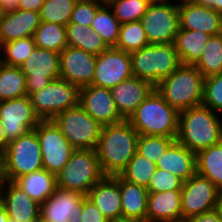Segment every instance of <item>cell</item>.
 Segmentation results:
<instances>
[{
  "mask_svg": "<svg viewBox=\"0 0 222 222\" xmlns=\"http://www.w3.org/2000/svg\"><path fill=\"white\" fill-rule=\"evenodd\" d=\"M139 134L128 120L103 125L96 148L105 176L119 175L137 152Z\"/></svg>",
  "mask_w": 222,
  "mask_h": 222,
  "instance_id": "cell-1",
  "label": "cell"
},
{
  "mask_svg": "<svg viewBox=\"0 0 222 222\" xmlns=\"http://www.w3.org/2000/svg\"><path fill=\"white\" fill-rule=\"evenodd\" d=\"M176 140L195 153L219 144L222 115L204 105L180 111Z\"/></svg>",
  "mask_w": 222,
  "mask_h": 222,
  "instance_id": "cell-2",
  "label": "cell"
},
{
  "mask_svg": "<svg viewBox=\"0 0 222 222\" xmlns=\"http://www.w3.org/2000/svg\"><path fill=\"white\" fill-rule=\"evenodd\" d=\"M139 135L177 139L179 112L154 90L128 119Z\"/></svg>",
  "mask_w": 222,
  "mask_h": 222,
  "instance_id": "cell-3",
  "label": "cell"
},
{
  "mask_svg": "<svg viewBox=\"0 0 222 222\" xmlns=\"http://www.w3.org/2000/svg\"><path fill=\"white\" fill-rule=\"evenodd\" d=\"M155 90L178 112L202 105L204 77L194 65L181 64Z\"/></svg>",
  "mask_w": 222,
  "mask_h": 222,
  "instance_id": "cell-4",
  "label": "cell"
},
{
  "mask_svg": "<svg viewBox=\"0 0 222 222\" xmlns=\"http://www.w3.org/2000/svg\"><path fill=\"white\" fill-rule=\"evenodd\" d=\"M130 55L133 76L154 86L182 64L174 43L149 44Z\"/></svg>",
  "mask_w": 222,
  "mask_h": 222,
  "instance_id": "cell-5",
  "label": "cell"
},
{
  "mask_svg": "<svg viewBox=\"0 0 222 222\" xmlns=\"http://www.w3.org/2000/svg\"><path fill=\"white\" fill-rule=\"evenodd\" d=\"M105 175L102 173L96 149H78L56 175L57 187L88 195L90 189Z\"/></svg>",
  "mask_w": 222,
  "mask_h": 222,
  "instance_id": "cell-6",
  "label": "cell"
},
{
  "mask_svg": "<svg viewBox=\"0 0 222 222\" xmlns=\"http://www.w3.org/2000/svg\"><path fill=\"white\" fill-rule=\"evenodd\" d=\"M52 121L76 150L97 148L102 125L79 103L57 114Z\"/></svg>",
  "mask_w": 222,
  "mask_h": 222,
  "instance_id": "cell-7",
  "label": "cell"
},
{
  "mask_svg": "<svg viewBox=\"0 0 222 222\" xmlns=\"http://www.w3.org/2000/svg\"><path fill=\"white\" fill-rule=\"evenodd\" d=\"M4 152L10 181L43 169L40 141L35 130L9 141Z\"/></svg>",
  "mask_w": 222,
  "mask_h": 222,
  "instance_id": "cell-8",
  "label": "cell"
},
{
  "mask_svg": "<svg viewBox=\"0 0 222 222\" xmlns=\"http://www.w3.org/2000/svg\"><path fill=\"white\" fill-rule=\"evenodd\" d=\"M79 88L64 79H56L30 98L40 120H52L57 114L79 103Z\"/></svg>",
  "mask_w": 222,
  "mask_h": 222,
  "instance_id": "cell-9",
  "label": "cell"
},
{
  "mask_svg": "<svg viewBox=\"0 0 222 222\" xmlns=\"http://www.w3.org/2000/svg\"><path fill=\"white\" fill-rule=\"evenodd\" d=\"M140 22L149 44L174 43L179 30L178 5L168 0L149 4Z\"/></svg>",
  "mask_w": 222,
  "mask_h": 222,
  "instance_id": "cell-10",
  "label": "cell"
},
{
  "mask_svg": "<svg viewBox=\"0 0 222 222\" xmlns=\"http://www.w3.org/2000/svg\"><path fill=\"white\" fill-rule=\"evenodd\" d=\"M34 130L40 141L43 169L57 175L76 149L52 120H41Z\"/></svg>",
  "mask_w": 222,
  "mask_h": 222,
  "instance_id": "cell-11",
  "label": "cell"
},
{
  "mask_svg": "<svg viewBox=\"0 0 222 222\" xmlns=\"http://www.w3.org/2000/svg\"><path fill=\"white\" fill-rule=\"evenodd\" d=\"M221 196L210 179L195 173L182 185V221L219 207Z\"/></svg>",
  "mask_w": 222,
  "mask_h": 222,
  "instance_id": "cell-12",
  "label": "cell"
},
{
  "mask_svg": "<svg viewBox=\"0 0 222 222\" xmlns=\"http://www.w3.org/2000/svg\"><path fill=\"white\" fill-rule=\"evenodd\" d=\"M19 68L26 76V92L30 97L60 78V53L36 47Z\"/></svg>",
  "mask_w": 222,
  "mask_h": 222,
  "instance_id": "cell-13",
  "label": "cell"
},
{
  "mask_svg": "<svg viewBox=\"0 0 222 222\" xmlns=\"http://www.w3.org/2000/svg\"><path fill=\"white\" fill-rule=\"evenodd\" d=\"M40 121L27 95L0 101V123L8 142L34 130Z\"/></svg>",
  "mask_w": 222,
  "mask_h": 222,
  "instance_id": "cell-14",
  "label": "cell"
},
{
  "mask_svg": "<svg viewBox=\"0 0 222 222\" xmlns=\"http://www.w3.org/2000/svg\"><path fill=\"white\" fill-rule=\"evenodd\" d=\"M132 76L130 53L109 47L97 55L92 85L111 89Z\"/></svg>",
  "mask_w": 222,
  "mask_h": 222,
  "instance_id": "cell-15",
  "label": "cell"
},
{
  "mask_svg": "<svg viewBox=\"0 0 222 222\" xmlns=\"http://www.w3.org/2000/svg\"><path fill=\"white\" fill-rule=\"evenodd\" d=\"M97 55L67 46L60 53V78L79 89L92 85Z\"/></svg>",
  "mask_w": 222,
  "mask_h": 222,
  "instance_id": "cell-16",
  "label": "cell"
},
{
  "mask_svg": "<svg viewBox=\"0 0 222 222\" xmlns=\"http://www.w3.org/2000/svg\"><path fill=\"white\" fill-rule=\"evenodd\" d=\"M79 104L97 122L110 125L125 120L118 112L110 89L87 85L79 90Z\"/></svg>",
  "mask_w": 222,
  "mask_h": 222,
  "instance_id": "cell-17",
  "label": "cell"
},
{
  "mask_svg": "<svg viewBox=\"0 0 222 222\" xmlns=\"http://www.w3.org/2000/svg\"><path fill=\"white\" fill-rule=\"evenodd\" d=\"M86 197L76 191L57 187L54 193L40 204V216L51 222H77Z\"/></svg>",
  "mask_w": 222,
  "mask_h": 222,
  "instance_id": "cell-18",
  "label": "cell"
},
{
  "mask_svg": "<svg viewBox=\"0 0 222 222\" xmlns=\"http://www.w3.org/2000/svg\"><path fill=\"white\" fill-rule=\"evenodd\" d=\"M155 90L149 81L132 76L110 89L119 114L128 120L137 107Z\"/></svg>",
  "mask_w": 222,
  "mask_h": 222,
  "instance_id": "cell-19",
  "label": "cell"
},
{
  "mask_svg": "<svg viewBox=\"0 0 222 222\" xmlns=\"http://www.w3.org/2000/svg\"><path fill=\"white\" fill-rule=\"evenodd\" d=\"M0 202L11 220L37 222L40 217V204L13 181H9L0 190Z\"/></svg>",
  "mask_w": 222,
  "mask_h": 222,
  "instance_id": "cell-20",
  "label": "cell"
},
{
  "mask_svg": "<svg viewBox=\"0 0 222 222\" xmlns=\"http://www.w3.org/2000/svg\"><path fill=\"white\" fill-rule=\"evenodd\" d=\"M40 22V12L16 9L0 13V46L13 40L33 37Z\"/></svg>",
  "mask_w": 222,
  "mask_h": 222,
  "instance_id": "cell-21",
  "label": "cell"
},
{
  "mask_svg": "<svg viewBox=\"0 0 222 222\" xmlns=\"http://www.w3.org/2000/svg\"><path fill=\"white\" fill-rule=\"evenodd\" d=\"M179 29L199 30L211 36L222 33V15L196 3L178 5Z\"/></svg>",
  "mask_w": 222,
  "mask_h": 222,
  "instance_id": "cell-22",
  "label": "cell"
},
{
  "mask_svg": "<svg viewBox=\"0 0 222 222\" xmlns=\"http://www.w3.org/2000/svg\"><path fill=\"white\" fill-rule=\"evenodd\" d=\"M87 198L95 204L109 222L122 218L119 175L104 176L90 189Z\"/></svg>",
  "mask_w": 222,
  "mask_h": 222,
  "instance_id": "cell-23",
  "label": "cell"
},
{
  "mask_svg": "<svg viewBox=\"0 0 222 222\" xmlns=\"http://www.w3.org/2000/svg\"><path fill=\"white\" fill-rule=\"evenodd\" d=\"M182 221L181 190L149 193L146 222Z\"/></svg>",
  "mask_w": 222,
  "mask_h": 222,
  "instance_id": "cell-24",
  "label": "cell"
},
{
  "mask_svg": "<svg viewBox=\"0 0 222 222\" xmlns=\"http://www.w3.org/2000/svg\"><path fill=\"white\" fill-rule=\"evenodd\" d=\"M156 165L158 169L169 171L183 181H187L196 173V153L176 140Z\"/></svg>",
  "mask_w": 222,
  "mask_h": 222,
  "instance_id": "cell-25",
  "label": "cell"
},
{
  "mask_svg": "<svg viewBox=\"0 0 222 222\" xmlns=\"http://www.w3.org/2000/svg\"><path fill=\"white\" fill-rule=\"evenodd\" d=\"M122 218L146 222L149 192L147 188L125 180L119 174Z\"/></svg>",
  "mask_w": 222,
  "mask_h": 222,
  "instance_id": "cell-26",
  "label": "cell"
},
{
  "mask_svg": "<svg viewBox=\"0 0 222 222\" xmlns=\"http://www.w3.org/2000/svg\"><path fill=\"white\" fill-rule=\"evenodd\" d=\"M13 182L39 204L50 197L57 188L56 175L48 172L46 169L31 172L17 178Z\"/></svg>",
  "mask_w": 222,
  "mask_h": 222,
  "instance_id": "cell-27",
  "label": "cell"
},
{
  "mask_svg": "<svg viewBox=\"0 0 222 222\" xmlns=\"http://www.w3.org/2000/svg\"><path fill=\"white\" fill-rule=\"evenodd\" d=\"M211 35L199 30L179 29L174 42L182 64L195 65Z\"/></svg>",
  "mask_w": 222,
  "mask_h": 222,
  "instance_id": "cell-28",
  "label": "cell"
},
{
  "mask_svg": "<svg viewBox=\"0 0 222 222\" xmlns=\"http://www.w3.org/2000/svg\"><path fill=\"white\" fill-rule=\"evenodd\" d=\"M66 37L68 46L80 48L91 54L99 55L109 48L97 32L90 26L80 23H68Z\"/></svg>",
  "mask_w": 222,
  "mask_h": 222,
  "instance_id": "cell-29",
  "label": "cell"
},
{
  "mask_svg": "<svg viewBox=\"0 0 222 222\" xmlns=\"http://www.w3.org/2000/svg\"><path fill=\"white\" fill-rule=\"evenodd\" d=\"M196 173L210 179L222 192V141L196 153Z\"/></svg>",
  "mask_w": 222,
  "mask_h": 222,
  "instance_id": "cell-30",
  "label": "cell"
},
{
  "mask_svg": "<svg viewBox=\"0 0 222 222\" xmlns=\"http://www.w3.org/2000/svg\"><path fill=\"white\" fill-rule=\"evenodd\" d=\"M37 48L52 50L61 53L68 46L66 26L41 21L34 33Z\"/></svg>",
  "mask_w": 222,
  "mask_h": 222,
  "instance_id": "cell-31",
  "label": "cell"
},
{
  "mask_svg": "<svg viewBox=\"0 0 222 222\" xmlns=\"http://www.w3.org/2000/svg\"><path fill=\"white\" fill-rule=\"evenodd\" d=\"M27 95L26 76L19 67L0 66V101L12 100Z\"/></svg>",
  "mask_w": 222,
  "mask_h": 222,
  "instance_id": "cell-32",
  "label": "cell"
},
{
  "mask_svg": "<svg viewBox=\"0 0 222 222\" xmlns=\"http://www.w3.org/2000/svg\"><path fill=\"white\" fill-rule=\"evenodd\" d=\"M121 23L117 20L107 3H103L96 12L91 28L97 32L108 47H115Z\"/></svg>",
  "mask_w": 222,
  "mask_h": 222,
  "instance_id": "cell-33",
  "label": "cell"
},
{
  "mask_svg": "<svg viewBox=\"0 0 222 222\" xmlns=\"http://www.w3.org/2000/svg\"><path fill=\"white\" fill-rule=\"evenodd\" d=\"M194 66L204 78L222 73V33L210 36L199 61Z\"/></svg>",
  "mask_w": 222,
  "mask_h": 222,
  "instance_id": "cell-34",
  "label": "cell"
},
{
  "mask_svg": "<svg viewBox=\"0 0 222 222\" xmlns=\"http://www.w3.org/2000/svg\"><path fill=\"white\" fill-rule=\"evenodd\" d=\"M36 49L33 37L21 38L2 44L0 53L2 64L20 67Z\"/></svg>",
  "mask_w": 222,
  "mask_h": 222,
  "instance_id": "cell-35",
  "label": "cell"
},
{
  "mask_svg": "<svg viewBox=\"0 0 222 222\" xmlns=\"http://www.w3.org/2000/svg\"><path fill=\"white\" fill-rule=\"evenodd\" d=\"M148 45L149 42L140 21L121 24L115 48L131 53Z\"/></svg>",
  "mask_w": 222,
  "mask_h": 222,
  "instance_id": "cell-36",
  "label": "cell"
},
{
  "mask_svg": "<svg viewBox=\"0 0 222 222\" xmlns=\"http://www.w3.org/2000/svg\"><path fill=\"white\" fill-rule=\"evenodd\" d=\"M156 169L154 162L136 152L120 175L129 182L147 188Z\"/></svg>",
  "mask_w": 222,
  "mask_h": 222,
  "instance_id": "cell-37",
  "label": "cell"
},
{
  "mask_svg": "<svg viewBox=\"0 0 222 222\" xmlns=\"http://www.w3.org/2000/svg\"><path fill=\"white\" fill-rule=\"evenodd\" d=\"M78 0H45L40 10V20L66 26Z\"/></svg>",
  "mask_w": 222,
  "mask_h": 222,
  "instance_id": "cell-38",
  "label": "cell"
},
{
  "mask_svg": "<svg viewBox=\"0 0 222 222\" xmlns=\"http://www.w3.org/2000/svg\"><path fill=\"white\" fill-rule=\"evenodd\" d=\"M107 4L121 24L140 21L149 6L146 0H111Z\"/></svg>",
  "mask_w": 222,
  "mask_h": 222,
  "instance_id": "cell-39",
  "label": "cell"
},
{
  "mask_svg": "<svg viewBox=\"0 0 222 222\" xmlns=\"http://www.w3.org/2000/svg\"><path fill=\"white\" fill-rule=\"evenodd\" d=\"M176 141L163 136L139 135L137 153L157 164L164 152Z\"/></svg>",
  "mask_w": 222,
  "mask_h": 222,
  "instance_id": "cell-40",
  "label": "cell"
},
{
  "mask_svg": "<svg viewBox=\"0 0 222 222\" xmlns=\"http://www.w3.org/2000/svg\"><path fill=\"white\" fill-rule=\"evenodd\" d=\"M202 105L222 115V73L204 78Z\"/></svg>",
  "mask_w": 222,
  "mask_h": 222,
  "instance_id": "cell-41",
  "label": "cell"
},
{
  "mask_svg": "<svg viewBox=\"0 0 222 222\" xmlns=\"http://www.w3.org/2000/svg\"><path fill=\"white\" fill-rule=\"evenodd\" d=\"M183 180L169 171L156 169L147 187L149 193L181 190Z\"/></svg>",
  "mask_w": 222,
  "mask_h": 222,
  "instance_id": "cell-42",
  "label": "cell"
},
{
  "mask_svg": "<svg viewBox=\"0 0 222 222\" xmlns=\"http://www.w3.org/2000/svg\"><path fill=\"white\" fill-rule=\"evenodd\" d=\"M103 3L99 0H78L75 3L71 20L69 23H77L84 26H91L97 9Z\"/></svg>",
  "mask_w": 222,
  "mask_h": 222,
  "instance_id": "cell-43",
  "label": "cell"
},
{
  "mask_svg": "<svg viewBox=\"0 0 222 222\" xmlns=\"http://www.w3.org/2000/svg\"><path fill=\"white\" fill-rule=\"evenodd\" d=\"M77 222H109V220L100 212L95 204L86 197L82 203L81 217Z\"/></svg>",
  "mask_w": 222,
  "mask_h": 222,
  "instance_id": "cell-44",
  "label": "cell"
},
{
  "mask_svg": "<svg viewBox=\"0 0 222 222\" xmlns=\"http://www.w3.org/2000/svg\"><path fill=\"white\" fill-rule=\"evenodd\" d=\"M184 222H222V211L217 207L202 214L187 218Z\"/></svg>",
  "mask_w": 222,
  "mask_h": 222,
  "instance_id": "cell-45",
  "label": "cell"
},
{
  "mask_svg": "<svg viewBox=\"0 0 222 222\" xmlns=\"http://www.w3.org/2000/svg\"><path fill=\"white\" fill-rule=\"evenodd\" d=\"M45 0H19L18 9L40 12Z\"/></svg>",
  "mask_w": 222,
  "mask_h": 222,
  "instance_id": "cell-46",
  "label": "cell"
},
{
  "mask_svg": "<svg viewBox=\"0 0 222 222\" xmlns=\"http://www.w3.org/2000/svg\"><path fill=\"white\" fill-rule=\"evenodd\" d=\"M7 173L6 155L3 150H0V190L9 182Z\"/></svg>",
  "mask_w": 222,
  "mask_h": 222,
  "instance_id": "cell-47",
  "label": "cell"
},
{
  "mask_svg": "<svg viewBox=\"0 0 222 222\" xmlns=\"http://www.w3.org/2000/svg\"><path fill=\"white\" fill-rule=\"evenodd\" d=\"M197 5L211 7L222 15V0H196Z\"/></svg>",
  "mask_w": 222,
  "mask_h": 222,
  "instance_id": "cell-48",
  "label": "cell"
},
{
  "mask_svg": "<svg viewBox=\"0 0 222 222\" xmlns=\"http://www.w3.org/2000/svg\"><path fill=\"white\" fill-rule=\"evenodd\" d=\"M19 0H0V13L18 9Z\"/></svg>",
  "mask_w": 222,
  "mask_h": 222,
  "instance_id": "cell-49",
  "label": "cell"
},
{
  "mask_svg": "<svg viewBox=\"0 0 222 222\" xmlns=\"http://www.w3.org/2000/svg\"><path fill=\"white\" fill-rule=\"evenodd\" d=\"M7 145H8V141L6 140L5 132L0 123V150L4 151L7 148Z\"/></svg>",
  "mask_w": 222,
  "mask_h": 222,
  "instance_id": "cell-50",
  "label": "cell"
},
{
  "mask_svg": "<svg viewBox=\"0 0 222 222\" xmlns=\"http://www.w3.org/2000/svg\"><path fill=\"white\" fill-rule=\"evenodd\" d=\"M0 222H9L8 214L6 213L4 205L0 202Z\"/></svg>",
  "mask_w": 222,
  "mask_h": 222,
  "instance_id": "cell-51",
  "label": "cell"
},
{
  "mask_svg": "<svg viewBox=\"0 0 222 222\" xmlns=\"http://www.w3.org/2000/svg\"><path fill=\"white\" fill-rule=\"evenodd\" d=\"M168 1H171V0H168ZM173 3L177 4V5H181V4H186V3H195L196 0H172Z\"/></svg>",
  "mask_w": 222,
  "mask_h": 222,
  "instance_id": "cell-52",
  "label": "cell"
},
{
  "mask_svg": "<svg viewBox=\"0 0 222 222\" xmlns=\"http://www.w3.org/2000/svg\"><path fill=\"white\" fill-rule=\"evenodd\" d=\"M112 222H143V221L134 220V219H124V218H121V219L114 220Z\"/></svg>",
  "mask_w": 222,
  "mask_h": 222,
  "instance_id": "cell-53",
  "label": "cell"
},
{
  "mask_svg": "<svg viewBox=\"0 0 222 222\" xmlns=\"http://www.w3.org/2000/svg\"><path fill=\"white\" fill-rule=\"evenodd\" d=\"M149 4H153V3H161V2H165L167 0H146Z\"/></svg>",
  "mask_w": 222,
  "mask_h": 222,
  "instance_id": "cell-54",
  "label": "cell"
},
{
  "mask_svg": "<svg viewBox=\"0 0 222 222\" xmlns=\"http://www.w3.org/2000/svg\"><path fill=\"white\" fill-rule=\"evenodd\" d=\"M37 222H51V221H48L40 216L39 219L37 220Z\"/></svg>",
  "mask_w": 222,
  "mask_h": 222,
  "instance_id": "cell-55",
  "label": "cell"
},
{
  "mask_svg": "<svg viewBox=\"0 0 222 222\" xmlns=\"http://www.w3.org/2000/svg\"><path fill=\"white\" fill-rule=\"evenodd\" d=\"M219 208H220L221 211H222V196H221V200H220Z\"/></svg>",
  "mask_w": 222,
  "mask_h": 222,
  "instance_id": "cell-56",
  "label": "cell"
},
{
  "mask_svg": "<svg viewBox=\"0 0 222 222\" xmlns=\"http://www.w3.org/2000/svg\"><path fill=\"white\" fill-rule=\"evenodd\" d=\"M99 1H101L102 3H108L111 0H99Z\"/></svg>",
  "mask_w": 222,
  "mask_h": 222,
  "instance_id": "cell-57",
  "label": "cell"
},
{
  "mask_svg": "<svg viewBox=\"0 0 222 222\" xmlns=\"http://www.w3.org/2000/svg\"><path fill=\"white\" fill-rule=\"evenodd\" d=\"M2 65V57H1V53H0V66Z\"/></svg>",
  "mask_w": 222,
  "mask_h": 222,
  "instance_id": "cell-58",
  "label": "cell"
},
{
  "mask_svg": "<svg viewBox=\"0 0 222 222\" xmlns=\"http://www.w3.org/2000/svg\"><path fill=\"white\" fill-rule=\"evenodd\" d=\"M9 222H20V221H16V220H11V219H9Z\"/></svg>",
  "mask_w": 222,
  "mask_h": 222,
  "instance_id": "cell-59",
  "label": "cell"
}]
</instances>
